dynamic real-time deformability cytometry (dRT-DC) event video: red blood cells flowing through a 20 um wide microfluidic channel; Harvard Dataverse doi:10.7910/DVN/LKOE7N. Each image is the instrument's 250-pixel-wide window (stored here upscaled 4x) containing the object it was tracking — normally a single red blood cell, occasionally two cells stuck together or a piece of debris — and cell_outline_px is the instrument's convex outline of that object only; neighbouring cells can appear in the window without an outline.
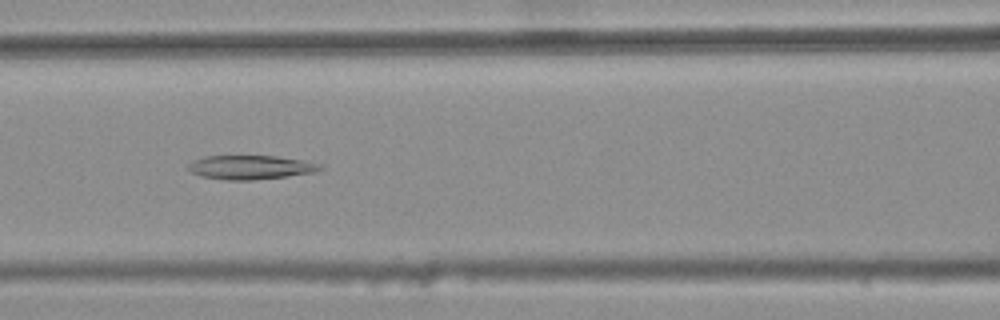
{"species": "common noctule bat (a hibernating species)", "species_latin": "Nyctalus noctula", "temperature_condition": "warm", "stored_images_in_passage": 36, "camera_frame_rate_fps": 3000, "um_per_image_px": 0.085, "animal": {"sex": "female", "body_mass_g": 25.1}, "frame": {"image": 1, "passage_image": 13, "time_ms": 4.0, "image_size_px": [1000, 320], "cell_outline_px": [[324, 168], [312, 172], [284, 176], [252, 180], [228, 180], [200, 176], [188, 172], [188, 164], [192, 160], [204, 156], [276, 156], [300, 160], [320, 164]], "centroid_in_image_um": [21.2, 14.22], "position_along_channel_um": 145.4, "area_um2": 18.26}}
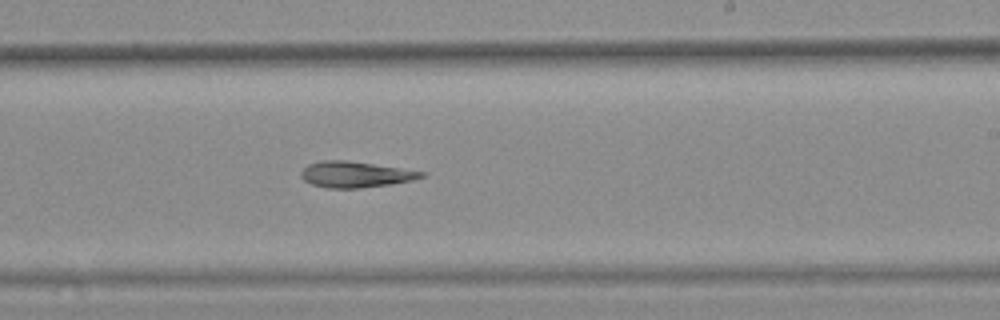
{"frame": {"image": 2, "passage_image": 22, "time_ms": 7.0, "image_size_px": [1000, 320], "cell_outline_px": [[428, 172], [424, 176], [412, 180], [392, 184], [360, 188], [328, 188], [312, 184], [304, 180], [300, 176], [300, 172], [308, 164], [320, 160], [344, 160]], "centroid_in_image_um": [30.19, 14.83], "position_along_channel_um": 258.8, "area_um2": 18.15}}
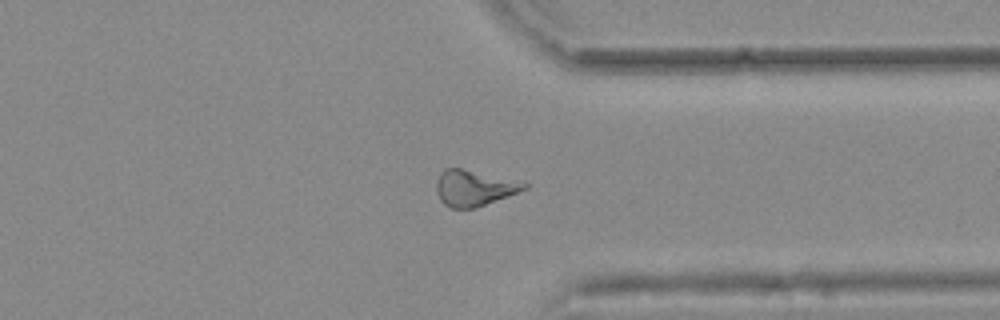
{"frame": {"image": 3, "passage_image": 31, "time_ms": 10.0, "image_size_px": [1000, 320], "cell_outline_px": [[528, 188], [508, 196], [476, 208], [452, 208], [444, 204], [440, 200], [436, 192], [436, 180], [440, 172], [444, 168], [460, 168], [528, 184]], "centroid_in_image_um": [40.22, 15.99], "position_along_channel_um": 371.2, "area_um2": 18.03}}